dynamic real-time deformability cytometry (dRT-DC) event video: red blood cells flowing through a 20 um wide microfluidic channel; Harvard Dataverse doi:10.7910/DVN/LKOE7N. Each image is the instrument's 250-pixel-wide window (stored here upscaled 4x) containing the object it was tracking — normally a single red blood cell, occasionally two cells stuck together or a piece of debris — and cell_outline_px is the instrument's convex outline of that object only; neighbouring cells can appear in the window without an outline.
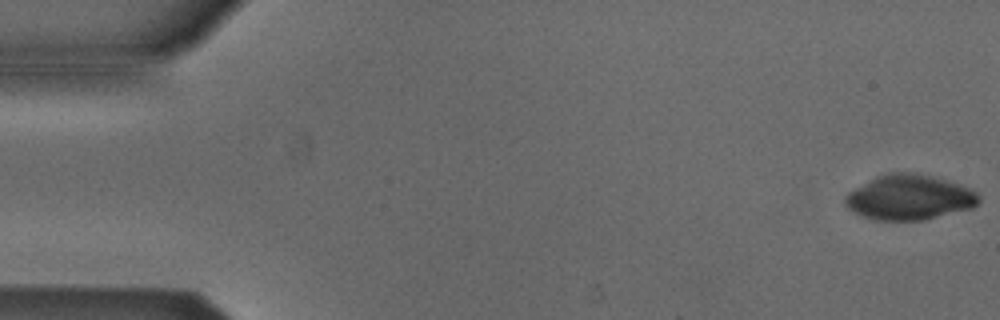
{"species": "Egyptian fruit bat (a non-hibernating species)", "species_latin": "Rousettus aegyptiacus", "temperature_condition": "cold", "stored_images_in_passage": 47, "camera_frame_rate_fps": 3000, "um_per_image_px": 0.085, "animal": {"sex": "male"}, "frame": {"image": 1, "passage_image": 1, "time_ms": 0.0, "image_size_px": [1000, 320], "cell_outline_px": [[980, 200], [972, 208], [924, 220], [876, 220], [864, 216], [848, 208], [844, 204], [844, 196], [848, 192], [876, 176], [888, 172], [912, 172], [932, 176], [960, 184], [976, 192], [980, 196]], "centroid_in_image_um": [77.29, 16.77], "position_along_channel_um": 7.7, "area_um2": 35.03}, "authors_computed_cell_mechanics": {"area_um2": 27.6284, "velocity_mm_per_s": 3.8707, "shape_relaxation_time_tau1_ms": 0.203, "shape_relaxation_time_tau2_ms": null, "deformation_change_tau1": 0.2247, "deformation_change_tau2": null}}